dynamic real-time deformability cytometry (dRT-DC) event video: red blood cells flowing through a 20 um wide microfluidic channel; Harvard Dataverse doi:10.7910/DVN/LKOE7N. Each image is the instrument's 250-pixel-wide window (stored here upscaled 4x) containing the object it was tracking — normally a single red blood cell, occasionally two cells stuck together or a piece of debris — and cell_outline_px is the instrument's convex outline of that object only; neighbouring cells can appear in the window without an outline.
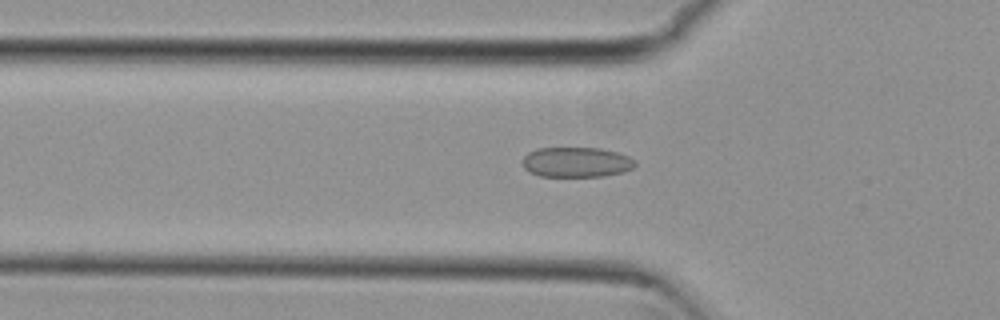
{"species": "common noctule bat (a hibernating species)", "species_latin": "Nyctalus noctula", "temperature_condition": "cold", "stored_images_in_passage": 48, "camera_frame_rate_fps": 3000, "um_per_image_px": 0.085, "animal": {"sex": "female", "body_mass_g": 29.2, "forearm_length_mm": 56.3}, "frame": {"image": 1, "passage_image": 12, "time_ms": 3.667, "image_size_px": [1000, 320], "cell_outline_px": [[636, 164], [632, 168], [624, 172], [604, 176], [540, 176], [528, 172], [524, 168], [524, 156], [528, 152], [536, 148], [600, 148], [616, 152], [628, 156]], "centroid_in_image_um": [48.97, 13.78], "position_along_channel_um": 76.8, "area_um2": 19.65}}
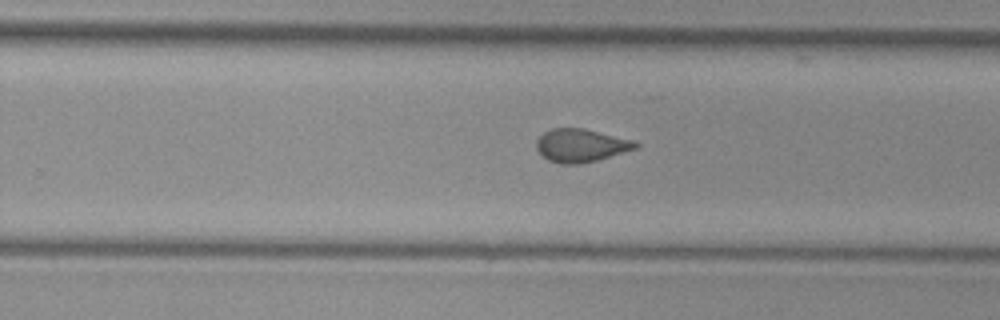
{"frame": {"image": 2, "passage_image": 28, "time_ms": 9.0, "image_size_px": [1000, 320], "cell_outline_px": [[640, 144], [636, 148], [596, 160], [576, 164], [560, 164], [548, 160], [536, 148], [536, 140], [544, 132], [552, 128], [584, 128], [632, 140]], "centroid_in_image_um": [49.34, 12.35], "position_along_channel_um": 280.5, "area_um2": 18.84}}
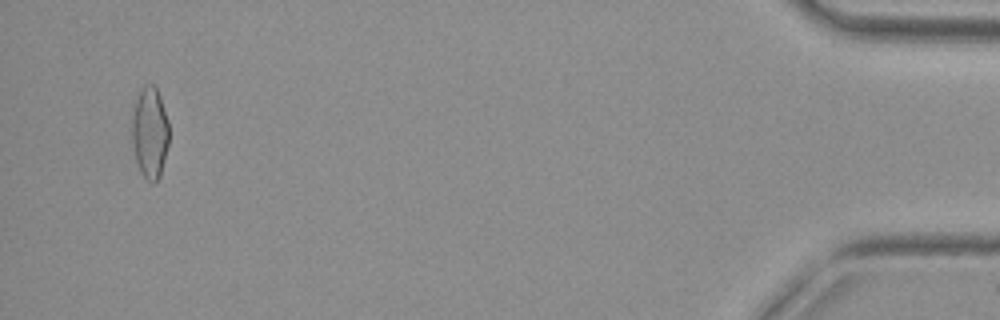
{"frame": {"image": 3, "passage_image": 46, "time_ms": 15.0, "image_size_px": [1000, 320], "cell_outline_px": [[168, 144], [160, 176], [156, 184], [152, 184], [140, 172], [136, 160], [128, 128], [136, 100], [144, 84], [152, 84], [156, 88], [160, 96], [168, 120]], "centroid_in_image_um": [12.7, 11.29], "position_along_channel_um": 422.5, "area_um2": 20.17}, "authors_computed_cell_mechanics": {"area_um2": 19.5364, "velocity_mm_per_s": 3.8151, "shape_relaxation_time_tau1_ms": null, "shape_relaxation_time_tau2_ms": 1.4603, "deformation_change_tau1": null, "deformation_change_tau2": 0.0666}}